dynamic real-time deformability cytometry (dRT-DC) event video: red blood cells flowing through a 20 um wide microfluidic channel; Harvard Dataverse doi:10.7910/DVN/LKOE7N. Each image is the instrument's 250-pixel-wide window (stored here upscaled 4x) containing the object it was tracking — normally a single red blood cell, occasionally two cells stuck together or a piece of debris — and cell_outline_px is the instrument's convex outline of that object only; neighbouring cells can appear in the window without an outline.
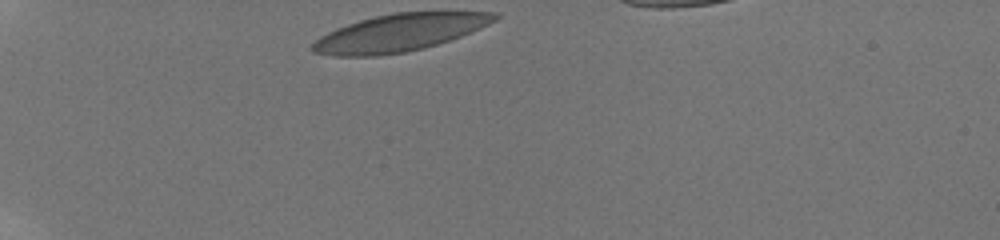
{"species": "human", "species_latin": "Homo sapiens", "temperature_condition": "room temperature", "stored_images_in_passage": 6, "camera_frame_rate_fps": 3000, "um_per_image_px": 0.085, "donor": {"sex": "male"}, "frame": {"image": 1, "passage_image": 1, "time_ms": 0.0, "image_size_px": [1000, 240], "cell_outline_px": [[500, 16], [496, 20], [480, 28], [460, 36], [424, 48], [404, 52], [380, 56], [332, 56], [312, 52], [312, 44], [320, 36], [336, 28], [360, 20], [392, 12], [496, 12]], "centroid_in_image_um": [33.93, 2.78], "position_along_channel_um": 51.1, "area_um2": 39.36}}